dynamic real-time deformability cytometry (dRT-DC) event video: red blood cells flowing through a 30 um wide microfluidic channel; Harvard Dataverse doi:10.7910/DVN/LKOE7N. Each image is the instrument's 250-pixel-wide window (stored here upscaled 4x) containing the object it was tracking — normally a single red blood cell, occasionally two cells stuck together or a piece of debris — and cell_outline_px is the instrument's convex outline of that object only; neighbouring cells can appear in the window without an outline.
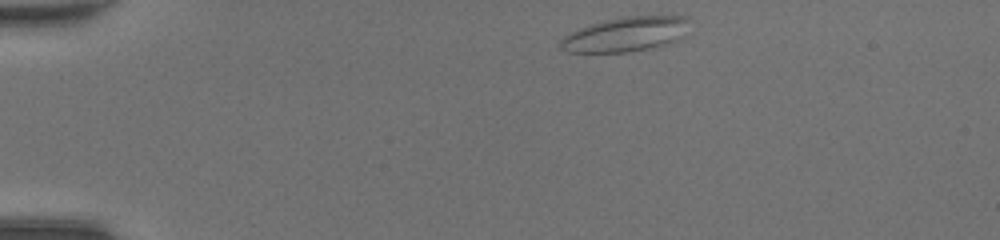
{"species": "common noctule bat (a hibernating species)", "species_latin": "Nyctalus noctula", "temperature_condition": "room temperature", "stored_images_in_passage": 39, "camera_frame_rate_fps": 3000, "um_per_image_px": 0.085, "animal": {"sex": "female", "body_mass_g": 20.0, "forearm_length_mm": 54.0}, "frame": {"image": 1, "passage_image": 1, "time_ms": 0.0, "image_size_px": [1000, 240], "cell_outline_px": [[692, 20], [684, 36], [680, 40], [672, 44], [652, 48], [628, 52], [568, 52], [560, 48], [560, 40], [564, 36], [580, 28], [604, 20], [620, 16], [688, 16]], "centroid_in_image_um": [53.28, 2.91], "position_along_channel_um": 31.7, "area_um2": 26.47}}
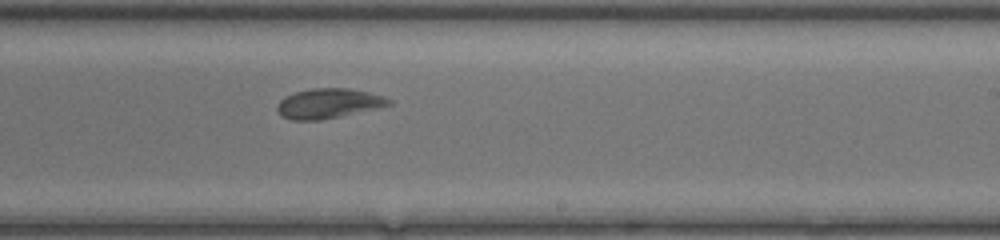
{"frame": {"image": 2, "passage_image": 22, "time_ms": 7.0, "image_size_px": [1000, 240], "cell_outline_px": [[392, 104], [376, 108], [340, 116], [320, 120], [292, 120], [280, 116], [276, 108], [276, 104], [284, 96], [296, 92], [312, 88], [348, 88], [368, 92], [384, 96], [392, 100]], "centroid_in_image_um": [27.88, 8.79], "position_along_channel_um": 261.1, "area_um2": 19.42}}
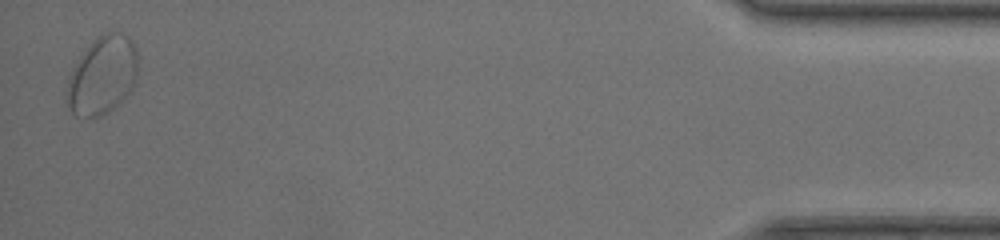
{"frame": {"image": 3, "passage_image": 39, "time_ms": 12.667, "image_size_px": [1000, 240], "cell_outline_px": [[136, 80], [132, 88], [108, 112], [100, 116], [84, 120], [76, 116], [72, 112], [68, 104], [64, 92], [68, 76], [72, 68], [80, 56], [92, 40], [108, 32], [120, 32], [128, 36], [132, 40], [136, 48]], "centroid_in_image_um": [8.65, 6.43], "position_along_channel_um": 426.6, "area_um2": 32.54}, "authors_computed_cell_mechanics": {"area_um2": 19.7098, "velocity_mm_per_s": 4.3246, "shape_relaxation_time_tau1_ms": 6.4675, "shape_relaxation_time_tau2_ms": 1.2337, "deformation_change_tau1": 0.2136, "deformation_change_tau2": 0.0545}}